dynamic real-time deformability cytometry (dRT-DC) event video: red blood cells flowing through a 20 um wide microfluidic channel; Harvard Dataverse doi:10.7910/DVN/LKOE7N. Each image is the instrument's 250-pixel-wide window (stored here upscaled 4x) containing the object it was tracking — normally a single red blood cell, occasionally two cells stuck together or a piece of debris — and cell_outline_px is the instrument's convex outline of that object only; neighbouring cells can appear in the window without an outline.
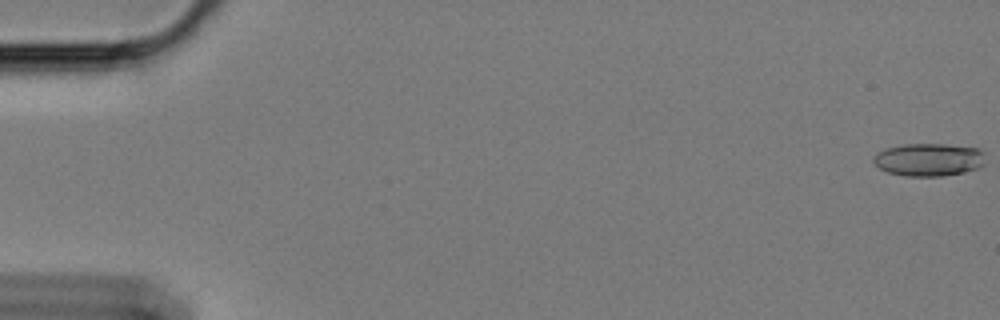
{"species": "Egyptian fruit bat (a non-hibernating species)", "species_latin": "Rousettus aegyptiacus", "temperature_condition": "cold", "stored_images_in_passage": 18, "camera_frame_rate_fps": 3000, "um_per_image_px": 0.085, "animal": {"sex": "female"}, "frame": {"image": 1, "passage_image": 1, "time_ms": 0.0, "image_size_px": [1000, 320], "cell_outline_px": [[984, 164], [980, 168], [964, 172], [944, 176], [904, 176], [888, 172], [880, 168], [872, 160], [872, 156], [884, 148], [900, 144], [948, 144], [976, 148], [984, 152]], "centroid_in_image_um": [78.94, 13.56], "position_along_channel_um": 6.1, "area_um2": 21.68}}
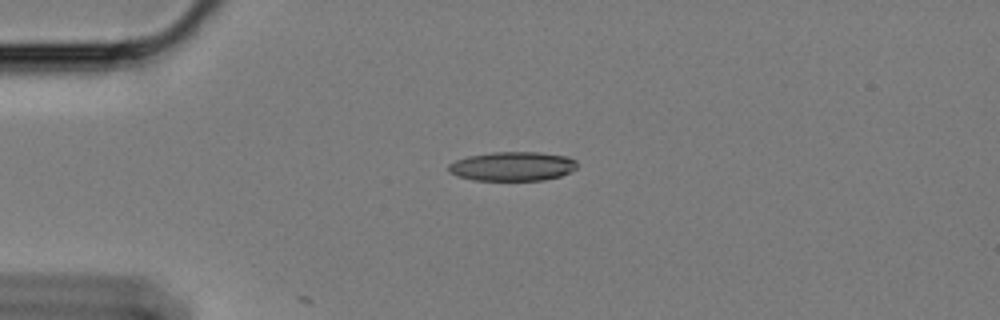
{"frame": {"image": 2, "passage_image": 15, "time_ms": 4.667, "image_size_px": [1000, 320], "cell_outline_px": [[576, 168], [560, 176], [544, 180], [472, 180], [456, 176], [448, 172], [448, 164], [456, 160], [468, 156], [492, 152], [540, 152], [568, 156], [576, 160]], "centroid_in_image_um": [43.53, 14.13], "position_along_channel_um": 41.5, "area_um2": 21.96}}